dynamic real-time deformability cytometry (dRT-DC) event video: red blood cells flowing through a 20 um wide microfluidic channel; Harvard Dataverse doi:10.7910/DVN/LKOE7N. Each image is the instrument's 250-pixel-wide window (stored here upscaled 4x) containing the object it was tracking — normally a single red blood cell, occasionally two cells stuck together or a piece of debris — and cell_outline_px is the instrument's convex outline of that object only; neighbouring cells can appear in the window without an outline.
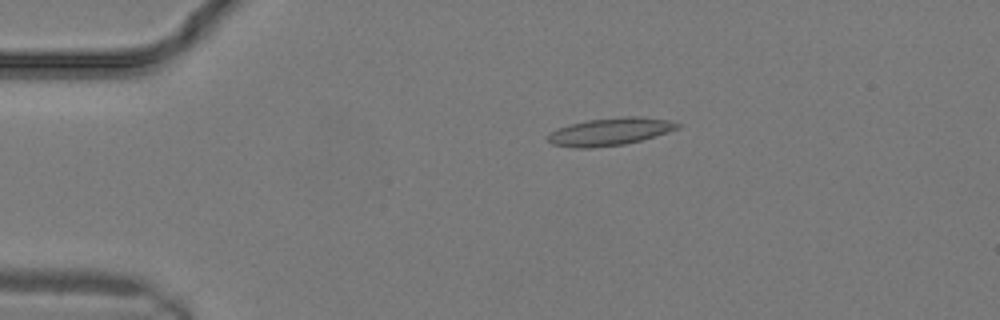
{"species": "common noctule bat (a hibernating species)", "species_latin": "Nyctalus noctula", "temperature_condition": "warm", "stored_images_in_passage": 14, "camera_frame_rate_fps": 3000, "um_per_image_px": 0.085, "animal": {"sex": "male", "body_mass_g": 19.2, "forearm_length_mm": 51.8}, "frame": {"image": 1, "passage_image": 2, "time_ms": 0.333, "image_size_px": [1000, 320], "cell_outline_px": [[680, 124], [676, 128], [640, 140], [624, 144], [592, 148], [576, 148], [552, 144], [544, 136], [556, 128], [588, 120], [624, 116], [640, 116], [668, 120]], "centroid_in_image_um": [51.75, 11.19], "position_along_channel_um": 33.3, "area_um2": 20.52}}
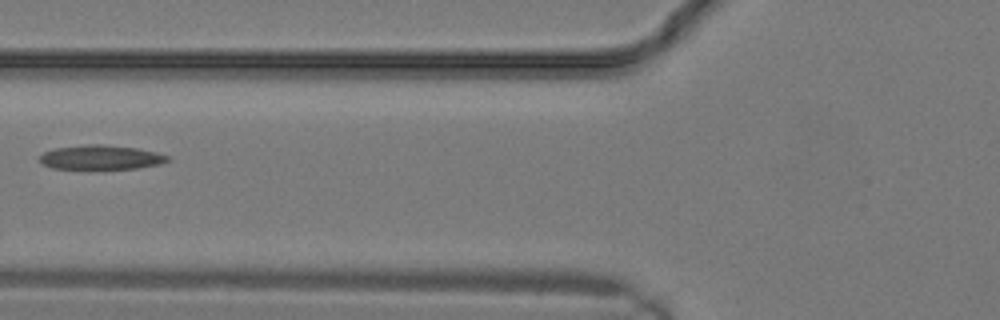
{"frame": {"image": 2, "passage_image": 7, "time_ms": 2.0, "image_size_px": [1000, 320], "cell_outline_px": [[172, 160], [160, 164], [136, 168], [52, 168], [44, 164], [40, 160], [40, 156], [44, 152], [56, 148], [88, 144], [100, 144], [136, 148], [156, 152], [168, 156]], "centroid_in_image_um": [8.61, 13.36], "position_along_channel_um": 117.2, "area_um2": 17.8}}
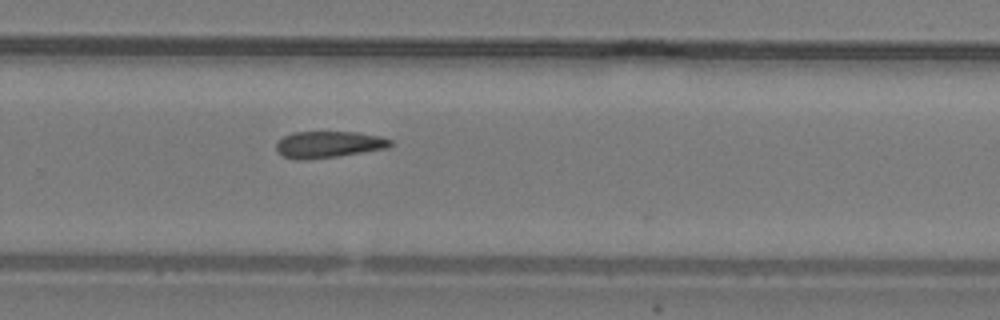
{"frame": {"image": 3, "passage_image": 14, "time_ms": 4.333, "image_size_px": [1000, 320], "cell_outline_px": [[392, 144], [388, 148], [336, 156], [304, 160], [296, 160], [280, 156], [276, 152], [276, 144], [284, 136], [292, 132], [356, 132], [380, 136], [392, 140]], "centroid_in_image_um": [27.89, 12.28], "position_along_channel_um": 301.9, "area_um2": 17.74}}